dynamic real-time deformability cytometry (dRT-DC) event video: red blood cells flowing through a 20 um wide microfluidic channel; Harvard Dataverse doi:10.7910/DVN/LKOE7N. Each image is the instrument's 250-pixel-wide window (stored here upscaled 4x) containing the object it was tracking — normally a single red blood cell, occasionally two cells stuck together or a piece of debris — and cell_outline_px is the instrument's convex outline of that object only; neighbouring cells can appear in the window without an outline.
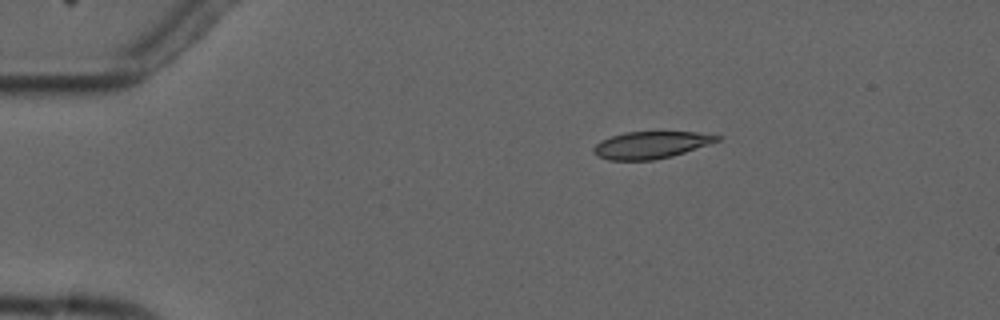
{"species": "common noctule bat (a hibernating species)", "species_latin": "Nyctalus noctula", "temperature_condition": "cold", "stored_images_in_passage": 4, "camera_frame_rate_fps": 3000, "um_per_image_px": 0.085, "animal": {"sex": "male", "forearm_length_mm": 52.5}, "frame": {"image": 1, "passage_image": 1, "time_ms": 0.0, "image_size_px": [1000, 320], "cell_outline_px": [[724, 136], [720, 140], [672, 156], [652, 160], [608, 160], [596, 156], [592, 152], [592, 148], [600, 140], [624, 132], [696, 132]], "centroid_in_image_um": [55.29, 12.32], "position_along_channel_um": 29.7, "area_um2": 19.48}}
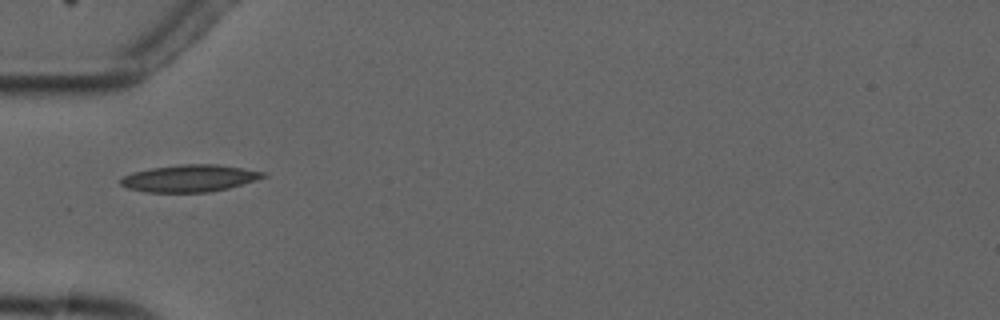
{"frame": {"image": 2, "passage_image": 3, "time_ms": 2.667, "image_size_px": [1000, 320], "cell_outline_px": [[268, 176], [256, 180], [228, 188], [208, 192], [144, 192], [128, 188], [120, 184], [120, 180], [124, 176], [132, 172], [152, 168], [180, 164], [216, 164], [264, 172]], "centroid_in_image_um": [16.1, 15.15], "position_along_channel_um": 68.9, "area_um2": 22.31}}
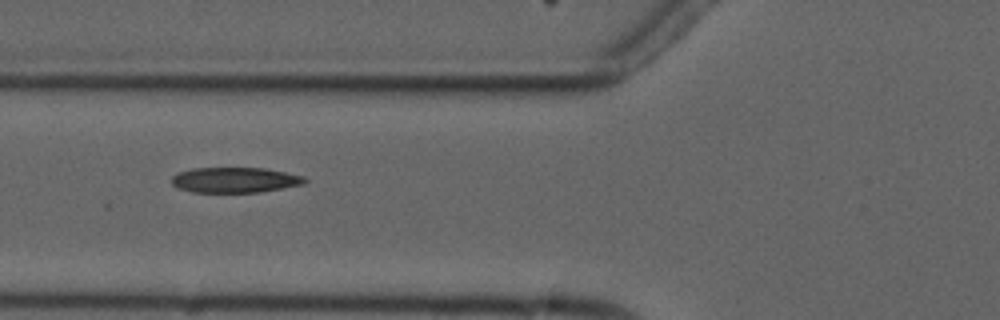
{"frame": {"image": 3, "passage_image": 4, "time_ms": 3.667, "image_size_px": [1000, 320], "cell_outline_px": [[308, 180], [304, 184], [260, 192], [192, 192], [180, 188], [172, 184], [172, 176], [180, 172], [192, 168], [264, 168], [304, 176]], "centroid_in_image_um": [19.98, 15.3], "position_along_channel_um": 105.8, "area_um2": 19.54}}